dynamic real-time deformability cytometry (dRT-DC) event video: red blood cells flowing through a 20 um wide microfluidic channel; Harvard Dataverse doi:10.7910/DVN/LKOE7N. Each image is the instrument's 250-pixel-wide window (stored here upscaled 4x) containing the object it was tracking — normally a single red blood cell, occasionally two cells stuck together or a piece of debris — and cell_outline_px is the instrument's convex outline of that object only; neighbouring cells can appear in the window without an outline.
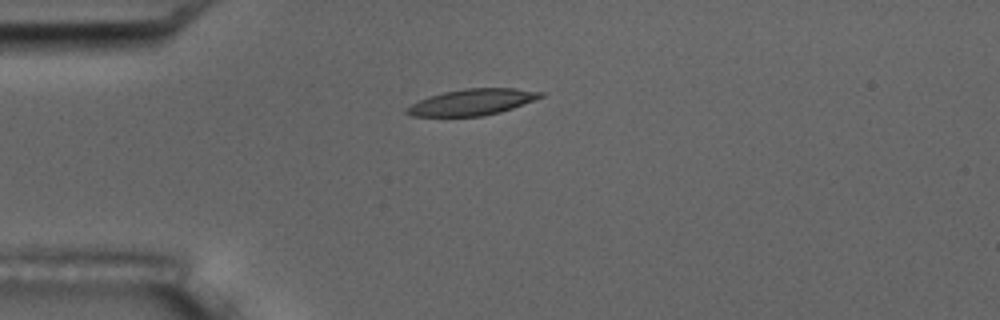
{"species": "common noctule bat (a hibernating species)", "species_latin": "Nyctalus noctula", "temperature_condition": "room temperature", "stored_images_in_passage": 7, "camera_frame_rate_fps": 3000, "um_per_image_px": 0.085, "animal": {"sex": "male", "body_mass_g": 17.5, "forearm_length_mm": 52.3}, "frame": {"image": 1, "passage_image": 4, "time_ms": 3.667, "image_size_px": [1000, 320], "cell_outline_px": [[544, 96], [512, 108], [500, 112], [484, 116], [412, 116], [404, 112], [404, 108], [428, 96], [444, 92], [464, 88], [516, 88], [544, 92]], "centroid_in_image_um": [40.11, 8.67], "position_along_channel_um": 44.9, "area_um2": 20.4}}